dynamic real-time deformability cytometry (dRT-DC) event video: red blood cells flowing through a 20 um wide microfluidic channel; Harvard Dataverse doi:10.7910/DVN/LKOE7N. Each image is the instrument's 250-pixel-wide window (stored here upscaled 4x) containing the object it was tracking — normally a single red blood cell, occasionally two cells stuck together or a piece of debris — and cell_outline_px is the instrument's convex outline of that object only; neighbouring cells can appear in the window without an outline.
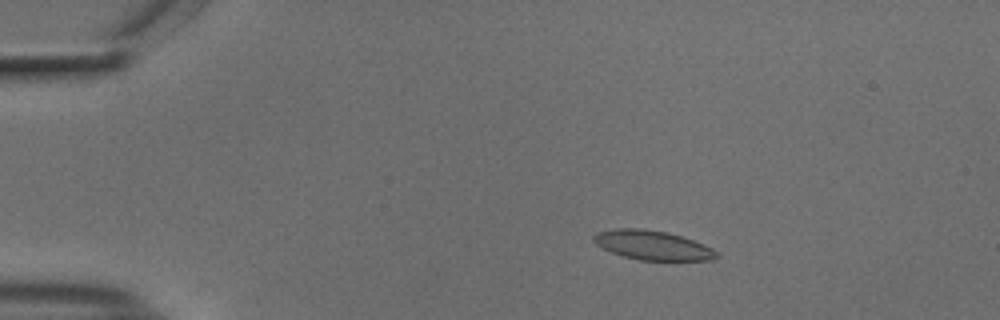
{"species": "common noctule bat (a hibernating species)", "species_latin": "Nyctalus noctula", "temperature_condition": "cold", "stored_images_in_passage": 56, "camera_frame_rate_fps": 3000, "um_per_image_px": 0.085, "animal": {"sex": "male", "body_mass_g": 18.8}, "frame": {"image": 1, "passage_image": 11, "time_ms": 3.333, "image_size_px": [1000, 320], "cell_outline_px": [[720, 256], [712, 260], [640, 260], [624, 256], [612, 252], [596, 244], [592, 240], [592, 236], [596, 232], [616, 228], [644, 228], [668, 232], [704, 244], [712, 248]], "centroid_in_image_um": [55.45, 20.83], "position_along_channel_um": 29.5, "area_um2": 20.98}}
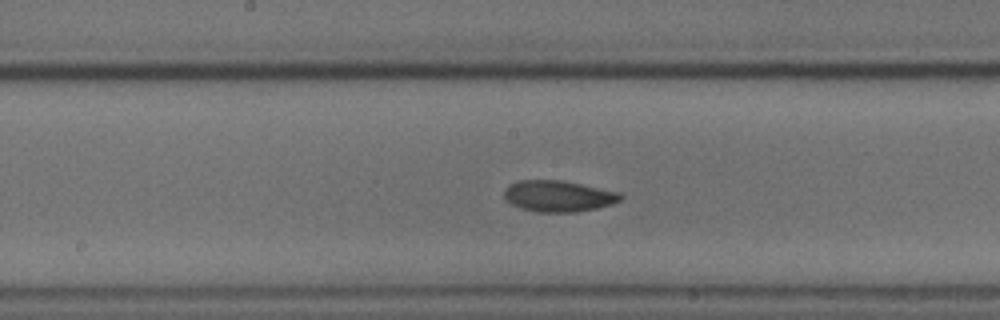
{"frame": {"image": 2, "passage_image": 30, "time_ms": 9.667, "image_size_px": [1000, 320], "cell_outline_px": [[624, 196], [620, 200], [612, 204], [596, 208], [576, 212], [536, 212], [520, 208], [504, 200], [504, 188], [508, 184], [520, 180], [560, 180], [580, 184], [616, 192]], "centroid_in_image_um": [47.39, 16.67], "position_along_channel_um": 200.8, "area_um2": 21.1}}
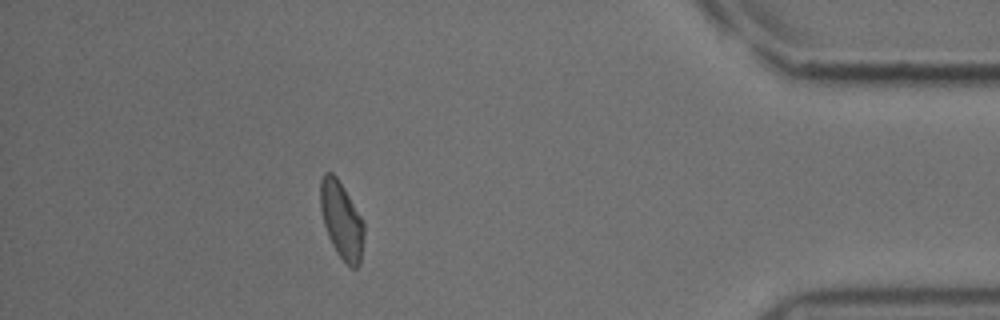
{"frame": {"image": 3, "passage_image": 50, "time_ms": 16.333, "image_size_px": [1000, 320], "cell_outline_px": [[364, 236], [360, 264], [356, 268], [352, 268], [336, 252], [328, 236], [324, 224], [320, 208], [320, 180], [324, 172], [332, 172], [336, 176], [360, 216], [364, 224]], "centroid_in_image_um": [29.02, 18.72], "position_along_channel_um": 406.2, "area_um2": 19.31}, "authors_computed_cell_mechanics": {"area_um2": 20.6057, "velocity_mm_per_s": 3.7094, "shape_relaxation_time_tau1_ms": 3.3923, "shape_relaxation_time_tau2_ms": 4.0145, "deformation_change_tau1": 0.084, "deformation_change_tau2": 0.062}}